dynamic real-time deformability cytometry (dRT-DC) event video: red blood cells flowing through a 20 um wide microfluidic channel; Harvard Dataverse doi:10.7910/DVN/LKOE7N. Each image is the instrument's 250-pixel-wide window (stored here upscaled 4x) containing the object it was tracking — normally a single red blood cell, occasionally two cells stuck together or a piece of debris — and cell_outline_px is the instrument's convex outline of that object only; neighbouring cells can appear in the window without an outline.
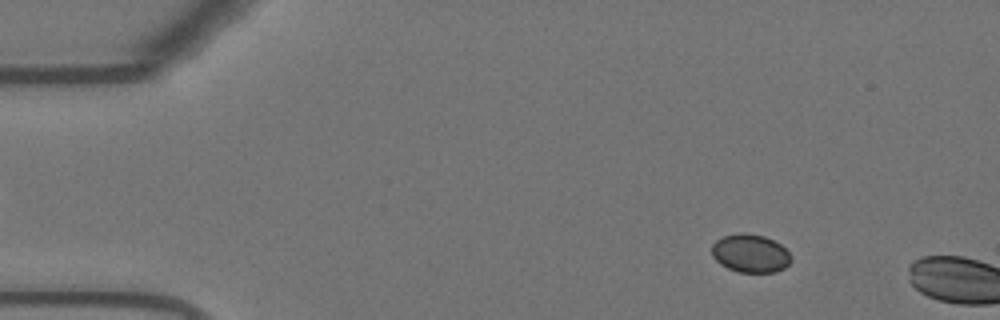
{"species": "Egyptian fruit bat (a non-hibernating species)", "species_latin": "Rousettus aegyptiacus", "temperature_condition": "warm", "stored_images_in_passage": 10, "camera_frame_rate_fps": 3000, "um_per_image_px": 0.085, "animal": {"sex": "female"}, "frame": {"image": 1, "passage_image": 7, "time_ms": 2.0, "image_size_px": [1000, 320], "cell_outline_px": [[792, 260], [784, 268], [776, 272], [736, 272], [720, 264], [712, 256], [712, 244], [716, 240], [724, 236], [740, 232], [744, 232], [764, 236], [780, 244], [792, 256]], "centroid_in_image_um": [63.77, 21.54], "position_along_channel_um": 21.2, "area_um2": 17.74}}